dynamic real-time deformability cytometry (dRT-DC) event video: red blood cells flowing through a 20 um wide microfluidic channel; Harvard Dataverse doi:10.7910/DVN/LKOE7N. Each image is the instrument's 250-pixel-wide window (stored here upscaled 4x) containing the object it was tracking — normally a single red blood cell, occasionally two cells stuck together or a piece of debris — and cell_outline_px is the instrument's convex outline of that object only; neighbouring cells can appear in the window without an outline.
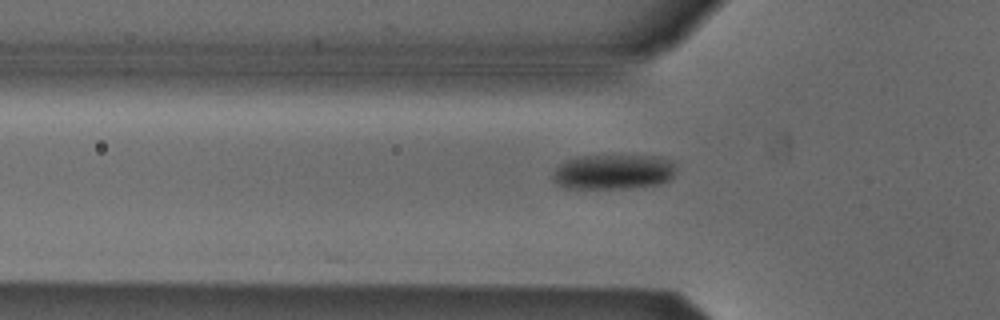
{"species": "Egyptian fruit bat (a non-hibernating species)", "species_latin": "Rousettus aegyptiacus", "temperature_condition": "cold", "stored_images_in_passage": 30, "camera_frame_rate_fps": 3000, "um_per_image_px": 0.085, "animal": {"sex": "male"}, "frame": {"image": 1, "passage_image": 4, "time_ms": 1.0, "image_size_px": [1000, 320], "cell_outline_px": [[676, 172], [672, 180], [660, 184], [628, 188], [568, 188], [552, 180], [552, 176], [556, 168], [560, 164], [576, 156], [660, 156], [672, 160], [676, 164]], "centroid_in_image_um": [52.22, 14.6], "position_along_channel_um": 73.6, "area_um2": 25.32}}
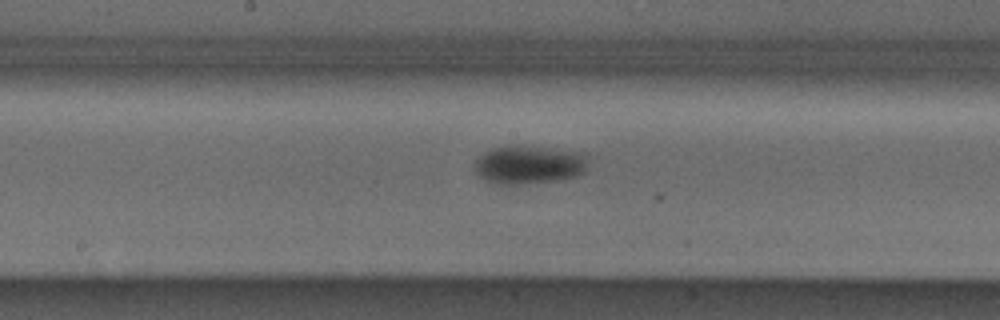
{"frame": {"image": 2, "passage_image": 14, "time_ms": 4.333, "image_size_px": [1000, 320], "cell_outline_px": [[592, 156], [584, 172], [576, 176], [560, 180], [516, 184], [496, 184], [484, 180], [476, 172], [476, 160], [480, 156], [492, 148], [552, 148], [588, 152]], "centroid_in_image_um": [45.1, 14.02], "position_along_channel_um": 203.1, "area_um2": 25.14}}
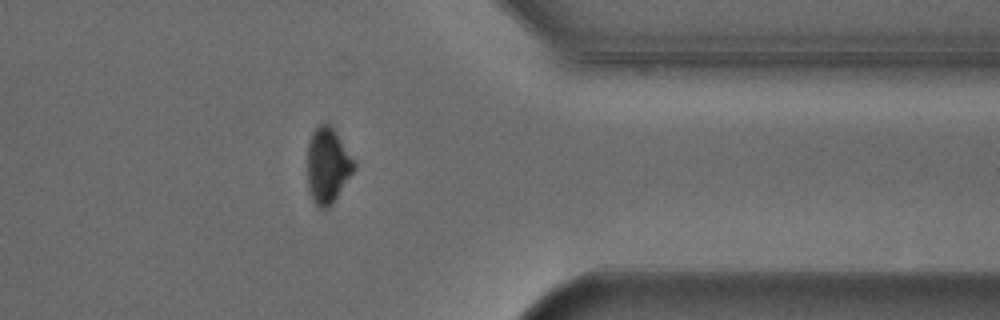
{"frame": {"image": 3, "passage_image": 29, "time_ms": 9.333, "image_size_px": [1000, 320], "cell_outline_px": [[356, 168], [332, 204], [328, 208], [320, 208], [312, 200], [308, 192], [308, 144], [312, 132], [320, 124], [328, 124], [336, 132], [356, 160]], "centroid_in_image_um": [27.87, 14.08], "position_along_channel_um": 383.5, "area_um2": 20.63}}